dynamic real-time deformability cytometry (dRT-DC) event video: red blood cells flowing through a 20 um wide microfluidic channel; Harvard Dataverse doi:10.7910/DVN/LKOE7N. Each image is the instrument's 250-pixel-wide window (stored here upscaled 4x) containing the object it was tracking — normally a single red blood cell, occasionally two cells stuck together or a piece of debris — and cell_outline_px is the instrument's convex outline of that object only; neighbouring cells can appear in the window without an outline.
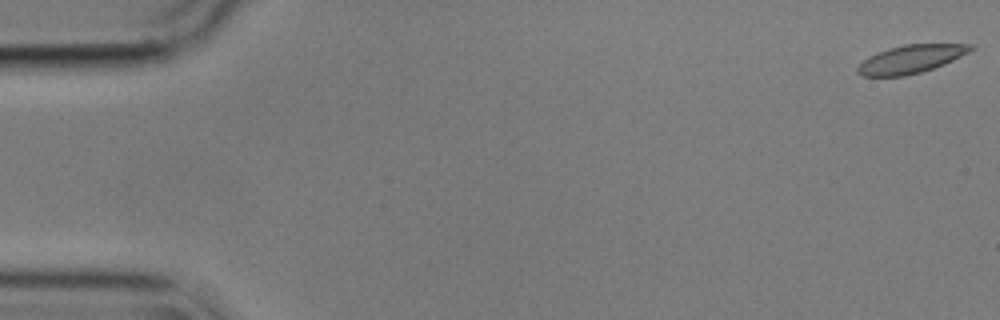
{"species": "common noctule bat (a hibernating species)", "species_latin": "Nyctalus noctula", "temperature_condition": "cold", "stored_images_in_passage": 56, "camera_frame_rate_fps": 3000, "um_per_image_px": 0.085, "animal": {"sex": "male", "body_mass_g": 17.9}, "frame": {"image": 1, "passage_image": 1, "time_ms": 0.0, "image_size_px": [1000, 320], "cell_outline_px": [[976, 48], [944, 64], [920, 72], [904, 76], [864, 76], [856, 72], [856, 68], [868, 56], [876, 52], [888, 48], [904, 44], [976, 44]], "centroid_in_image_um": [77.41, 5.01], "position_along_channel_um": 7.6, "area_um2": 18.5}}
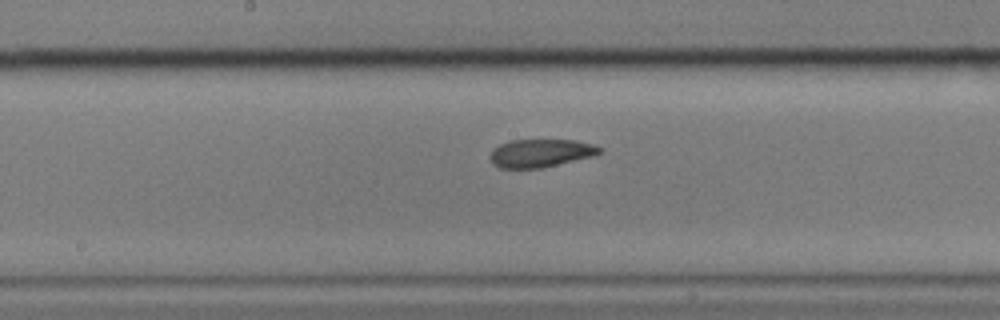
{"frame": {"image": 2, "passage_image": 29, "time_ms": 9.333, "image_size_px": [1000, 320], "cell_outline_px": [[604, 148], [600, 152], [592, 156], [540, 168], [500, 168], [492, 164], [488, 156], [492, 148], [500, 144], [512, 140], [576, 140], [592, 144]], "centroid_in_image_um": [45.9, 13.01], "position_along_channel_um": 202.3, "area_um2": 17.92}}
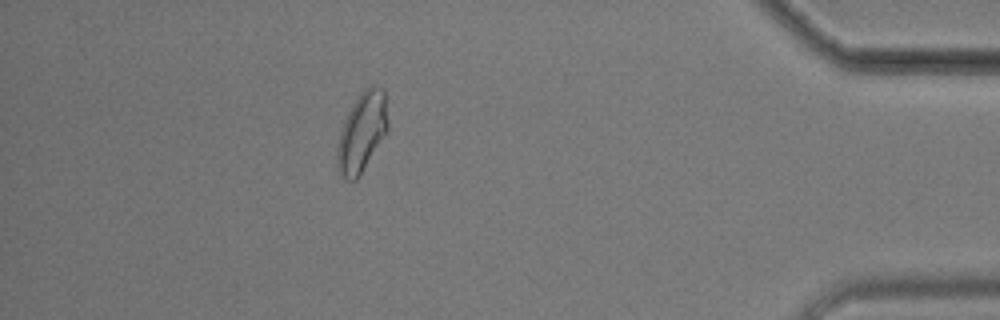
{"frame": {"image": 3, "passage_image": 50, "time_ms": 16.333, "image_size_px": [1000, 320], "cell_outline_px": [[388, 128], [360, 176], [356, 180], [348, 180], [336, 168], [336, 152], [340, 132], [344, 120], [352, 104], [360, 92], [368, 84], [376, 84], [384, 92], [388, 120]], "centroid_in_image_um": [30.75, 11.21], "position_along_channel_um": 404.5, "area_um2": 23.41}, "authors_computed_cell_mechanics": {"area_um2": 19.5075, "velocity_mm_per_s": 3.5465, "shape_relaxation_time_tau1_ms": null, "shape_relaxation_time_tau2_ms": 2.6995, "deformation_change_tau1": null, "deformation_change_tau2": 0.0703}}